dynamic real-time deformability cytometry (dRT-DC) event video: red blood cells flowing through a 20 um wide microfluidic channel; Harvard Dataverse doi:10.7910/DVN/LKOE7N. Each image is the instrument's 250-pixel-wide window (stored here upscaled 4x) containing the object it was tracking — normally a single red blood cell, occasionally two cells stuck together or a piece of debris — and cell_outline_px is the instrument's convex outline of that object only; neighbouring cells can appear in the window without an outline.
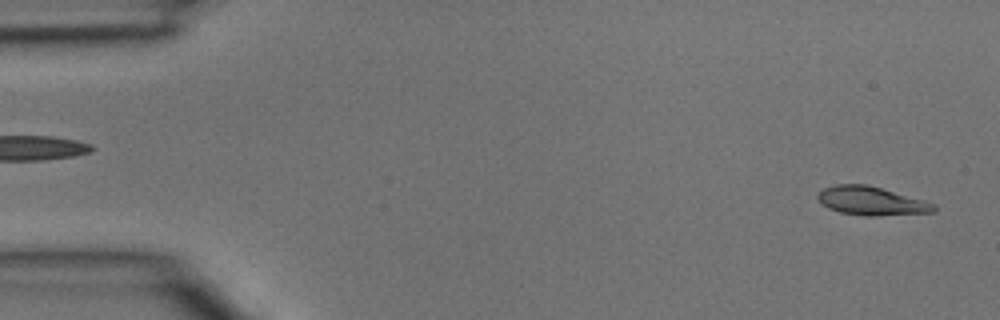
{"species": "common noctule bat (a hibernating species)", "species_latin": "Nyctalus noctula", "temperature_condition": "room temperature", "stored_images_in_passage": 3, "camera_frame_rate_fps": 3000, "um_per_image_px": 0.085, "animal": {"sex": "male", "body_mass_g": 15.6}, "frame": {"image": 1, "passage_image": 3, "time_ms": 0.667, "image_size_px": [1000, 320], "cell_outline_px": [[936, 212], [876, 216], [864, 216], [840, 212], [828, 208], [816, 196], [824, 188], [836, 184], [868, 184], [924, 200], [936, 204]], "centroid_in_image_um": [74.1, 17.08], "position_along_channel_um": 10.9, "area_um2": 19.36}}